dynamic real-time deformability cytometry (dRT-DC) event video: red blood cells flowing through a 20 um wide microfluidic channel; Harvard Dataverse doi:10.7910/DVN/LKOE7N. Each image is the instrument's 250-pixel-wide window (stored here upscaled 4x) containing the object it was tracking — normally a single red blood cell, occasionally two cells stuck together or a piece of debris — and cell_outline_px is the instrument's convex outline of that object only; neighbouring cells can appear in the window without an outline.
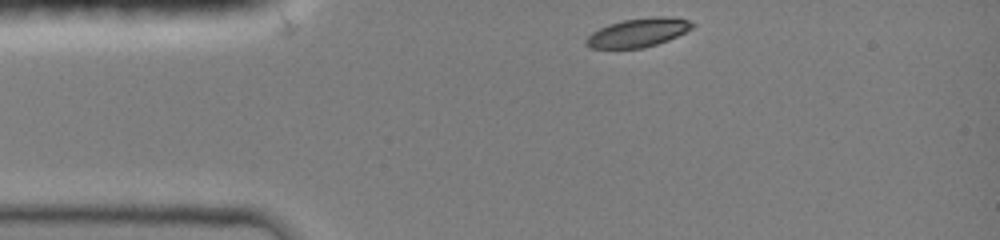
{"species": "common noctule bat (a hibernating species)", "species_latin": "Nyctalus noctula", "temperature_condition": "room temperature", "stored_images_in_passage": 2, "camera_frame_rate_fps": 3000, "um_per_image_px": 0.085, "animal": {"sex": "female", "body_mass_g": 19.0, "forearm_length_mm": 51.5}, "frame": {"image": 1, "passage_image": 1, "time_ms": 0.0, "image_size_px": [1000, 240], "cell_outline_px": [[696, 24], [692, 28], [668, 40], [656, 44], [640, 48], [588, 48], [584, 44], [584, 40], [592, 32], [608, 24], [624, 20], [656, 16], [668, 16], [688, 20]], "centroid_in_image_um": [54.21, 2.77], "position_along_channel_um": 30.8, "area_um2": 17.69}}